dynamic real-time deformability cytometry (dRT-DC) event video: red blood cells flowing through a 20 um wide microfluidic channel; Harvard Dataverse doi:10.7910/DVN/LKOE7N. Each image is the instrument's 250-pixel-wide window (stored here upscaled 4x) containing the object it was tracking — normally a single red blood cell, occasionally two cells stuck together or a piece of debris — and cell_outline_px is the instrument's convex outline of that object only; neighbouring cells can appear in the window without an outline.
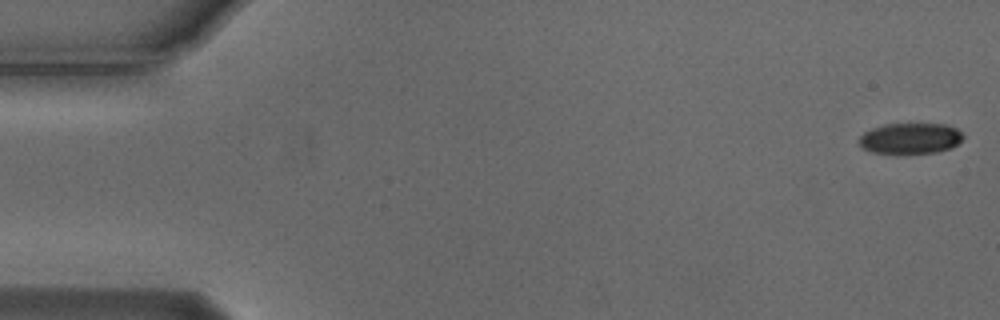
{"species": "Egyptian fruit bat (a non-hibernating species)", "species_latin": "Rousettus aegyptiacus", "temperature_condition": "cold", "stored_images_in_passage": 55, "camera_frame_rate_fps": 3000, "um_per_image_px": 0.085, "animal": {"sex": "male"}, "frame": {"image": 1, "passage_image": 1, "time_ms": 0.0, "image_size_px": [1000, 320], "cell_outline_px": [[964, 136], [952, 148], [936, 152], [872, 152], [864, 148], [860, 144], [860, 136], [864, 132], [872, 128], [884, 124], [944, 124], [956, 128]], "centroid_in_image_um": [77.39, 11.74], "position_along_channel_um": 7.6, "area_um2": 18.21}}
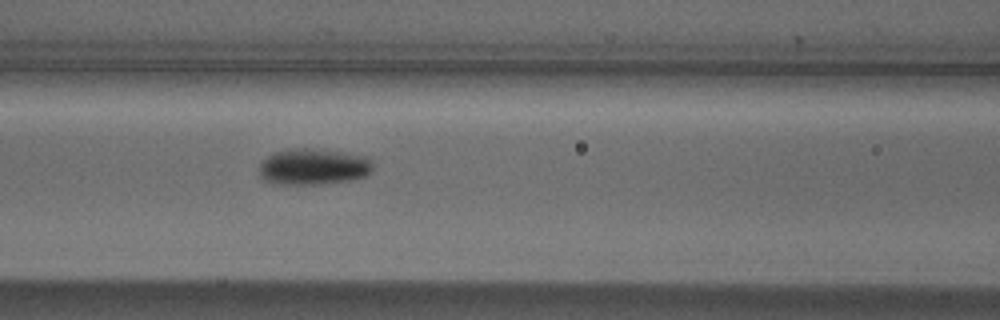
{"frame": {"image": 2, "passage_image": 23, "time_ms": 7.333, "image_size_px": [1000, 320], "cell_outline_px": [[372, 168], [364, 176], [352, 180], [320, 184], [276, 184], [264, 180], [260, 176], [260, 164], [268, 156], [276, 152], [288, 148], [308, 148], [340, 152], [368, 156], [372, 164]], "centroid_in_image_um": [26.62, 14.17], "position_along_channel_um": 140.0, "area_um2": 23.87}}
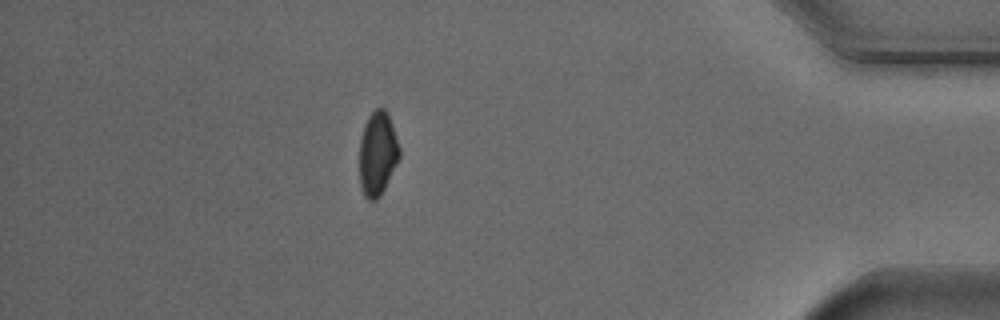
{"frame": {"image": 3, "passage_image": 48, "time_ms": 15.667, "image_size_px": [1000, 320], "cell_outline_px": [[400, 156], [380, 196], [376, 200], [368, 200], [364, 196], [360, 184], [360, 140], [364, 124], [368, 116], [376, 108], [384, 108], [388, 112], [400, 148]], "centroid_in_image_um": [32.09, 13.03], "position_along_channel_um": 403.1, "area_um2": 19.48}, "authors_computed_cell_mechanics": {"area_um2": 21.097, "velocity_mm_per_s": 3.7271, "shape_relaxation_time_tau1_ms": 2.5922, "shape_relaxation_time_tau2_ms": null, "deformation_change_tau1": 0.1087, "deformation_change_tau2": null}}